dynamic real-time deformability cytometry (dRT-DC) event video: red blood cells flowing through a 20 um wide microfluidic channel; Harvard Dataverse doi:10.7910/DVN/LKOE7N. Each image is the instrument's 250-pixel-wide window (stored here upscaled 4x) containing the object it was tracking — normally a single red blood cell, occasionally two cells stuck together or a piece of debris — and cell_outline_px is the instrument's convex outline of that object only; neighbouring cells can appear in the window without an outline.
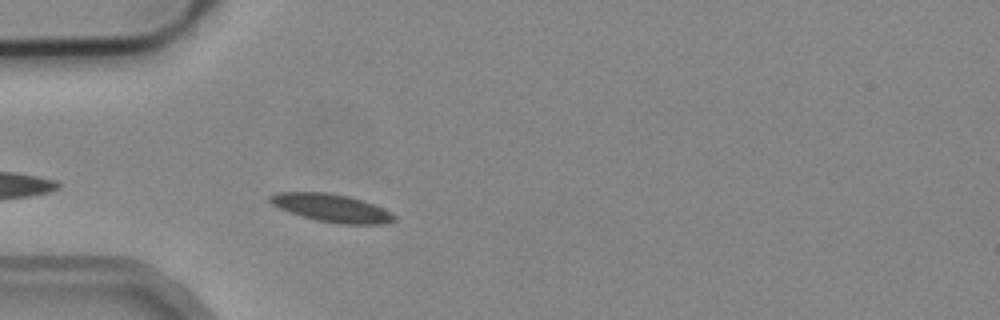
{"species": "common noctule bat (a hibernating species)", "species_latin": "Nyctalus noctula", "temperature_condition": "cold", "stored_images_in_passage": 3, "camera_frame_rate_fps": 3000, "um_per_image_px": 0.085, "animal": {"sex": "male", "body_mass_g": 19.2, "forearm_length_mm": 51.8}, "frame": {"image": 1, "passage_image": 3, "time_ms": 2.667, "image_size_px": [1000, 320], "cell_outline_px": [[396, 220], [384, 224], [340, 224], [316, 220], [280, 208], [272, 204], [268, 200], [268, 196], [276, 192], [328, 192], [348, 196], [372, 204], [396, 216]], "centroid_in_image_um": [28.15, 17.67], "position_along_channel_um": 56.8, "area_um2": 19.88}}